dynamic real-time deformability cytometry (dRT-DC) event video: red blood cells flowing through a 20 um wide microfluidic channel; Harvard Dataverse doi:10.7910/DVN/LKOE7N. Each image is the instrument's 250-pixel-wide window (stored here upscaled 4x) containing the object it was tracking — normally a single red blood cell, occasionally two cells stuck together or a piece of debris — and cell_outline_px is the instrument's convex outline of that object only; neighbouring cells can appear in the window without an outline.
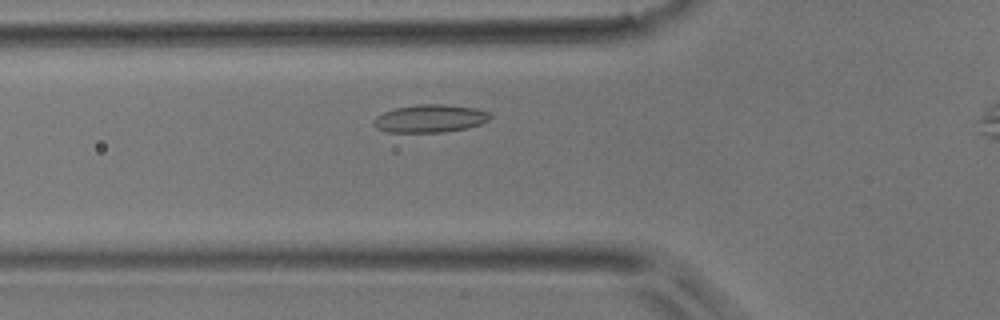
{"species": "common noctule bat (a hibernating species)", "species_latin": "Nyctalus noctula", "temperature_condition": "room temperature", "stored_images_in_passage": 35, "camera_frame_rate_fps": 3000, "um_per_image_px": 0.085, "animal": {"sex": "male", "body_mass_g": 17.9}, "frame": {"image": 1, "passage_image": 8, "time_ms": 2.333, "image_size_px": [1000, 320], "cell_outline_px": [[492, 116], [488, 120], [480, 124], [468, 128], [440, 132], [388, 132], [376, 128], [372, 124], [372, 120], [376, 116], [384, 112], [396, 108], [416, 104], [444, 104], [476, 108], [488, 112]], "centroid_in_image_um": [36.53, 10.07], "position_along_channel_um": 89.3, "area_um2": 18.96}}
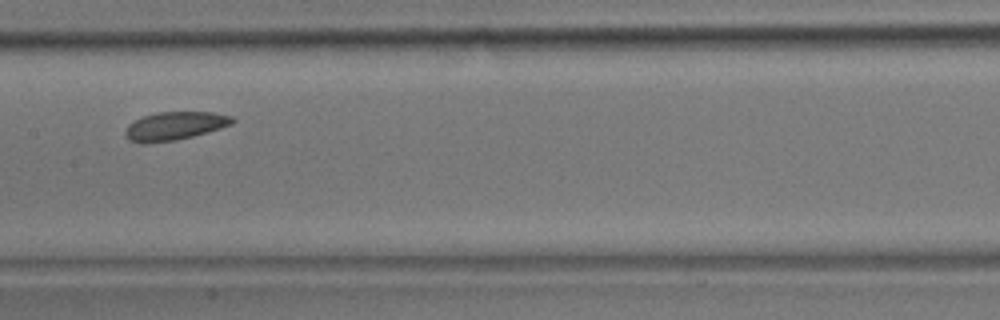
{"frame": {"image": 2, "passage_image": 16, "time_ms": 5.0, "image_size_px": [1000, 320], "cell_outline_px": [[236, 120], [232, 124], [208, 132], [176, 140], [140, 144], [128, 140], [124, 132], [128, 124], [144, 116], [156, 112], [212, 112], [232, 116]], "centroid_in_image_um": [14.84, 10.71], "position_along_channel_um": 192.6, "area_um2": 17.69}}
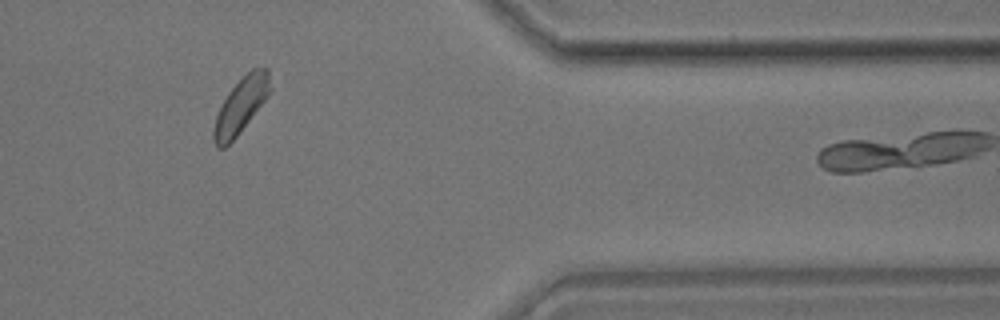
{"frame": {"image": 3, "passage_image": 33, "time_ms": 10.667, "image_size_px": [1000, 320], "cell_outline_px": [[272, 88], [268, 96], [236, 136], [224, 148], [216, 148], [212, 140], [212, 132], [216, 116], [228, 92], [252, 68], [268, 68]], "centroid_in_image_um": [20.47, 8.98], "position_along_channel_um": 390.9, "area_um2": 17.92}}